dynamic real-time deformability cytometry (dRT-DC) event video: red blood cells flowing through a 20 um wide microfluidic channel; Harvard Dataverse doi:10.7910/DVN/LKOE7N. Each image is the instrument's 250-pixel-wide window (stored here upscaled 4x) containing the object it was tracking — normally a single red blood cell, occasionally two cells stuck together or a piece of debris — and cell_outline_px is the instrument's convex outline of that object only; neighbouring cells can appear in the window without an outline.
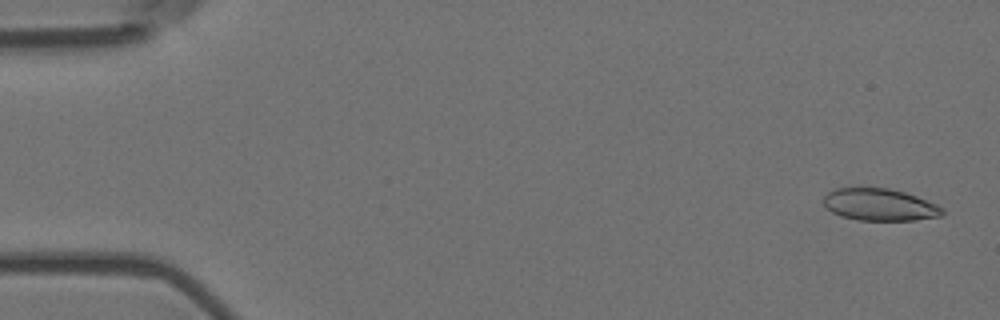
{"species": "Egyptian fruit bat (a non-hibernating species)", "species_latin": "Rousettus aegyptiacus", "temperature_condition": "room temperature", "stored_images_in_passage": 57, "camera_frame_rate_fps": 3000, "um_per_image_px": 0.085, "animal": {"sex": "female"}, "frame": {"image": 1, "passage_image": 2, "time_ms": 0.333, "image_size_px": [1000, 320], "cell_outline_px": [[944, 212], [940, 216], [916, 220], [860, 220], [840, 216], [824, 208], [824, 196], [828, 192], [836, 188], [860, 184], [888, 188], [904, 192], [916, 196], [936, 204], [944, 208]], "centroid_in_image_um": [74.7, 17.35], "position_along_channel_um": 10.3, "area_um2": 22.95}}
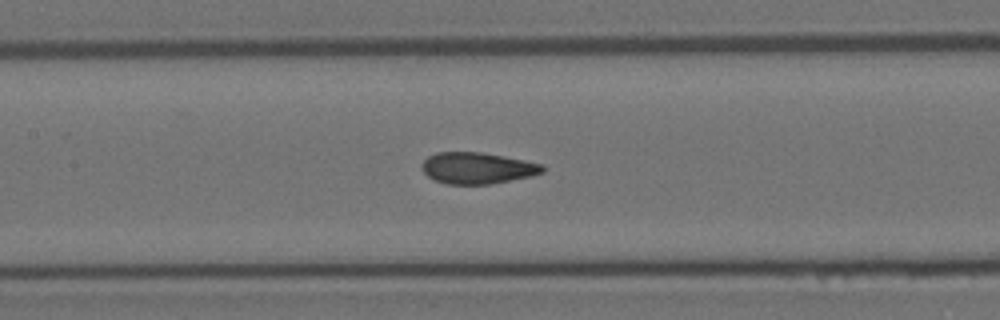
{"frame": {"image": 2, "passage_image": 26, "time_ms": 8.333, "image_size_px": [1000, 320], "cell_outline_px": [[548, 168], [544, 172], [532, 176], [492, 184], [448, 184], [436, 180], [428, 176], [424, 172], [420, 164], [428, 156], [436, 152], [480, 152], [504, 156], [544, 164]], "centroid_in_image_um": [40.62, 14.28], "position_along_channel_um": 166.8, "area_um2": 22.25}}
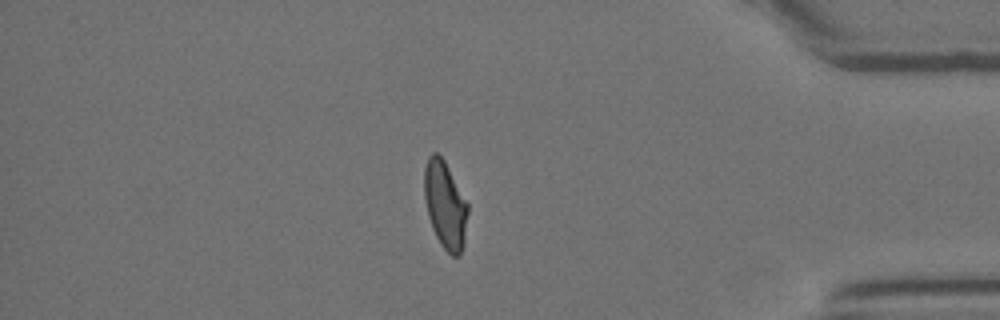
{"frame": {"image": 3, "passage_image": 48, "time_ms": 15.667, "image_size_px": [1000, 320], "cell_outline_px": [[468, 212], [464, 240], [460, 256], [452, 256], [440, 244], [432, 228], [428, 216], [424, 196], [424, 168], [428, 156], [432, 152], [436, 152], [444, 160], [468, 204]], "centroid_in_image_um": [37.82, 17.41], "position_along_channel_um": 397.4, "area_um2": 22.08}}